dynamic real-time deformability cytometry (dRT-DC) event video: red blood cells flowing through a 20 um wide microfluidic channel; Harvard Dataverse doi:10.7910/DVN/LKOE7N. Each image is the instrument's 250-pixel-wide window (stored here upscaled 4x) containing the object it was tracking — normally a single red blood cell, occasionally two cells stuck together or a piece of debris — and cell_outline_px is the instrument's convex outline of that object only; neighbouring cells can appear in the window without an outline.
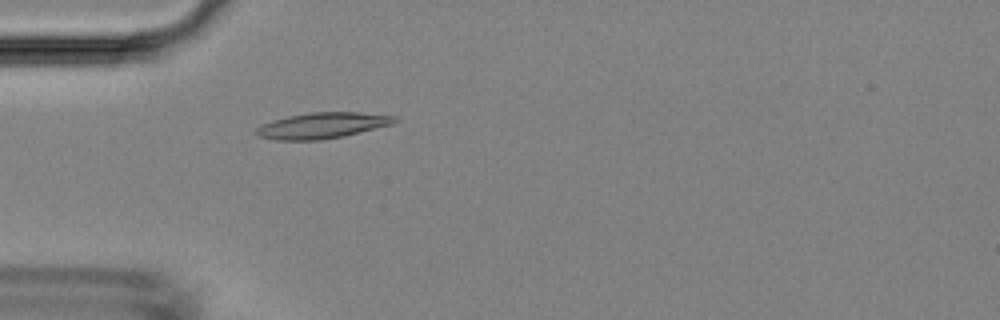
{"species": "Egyptian fruit bat (a non-hibernating species)", "species_latin": "Rousettus aegyptiacus", "temperature_condition": "room temperature", "stored_images_in_passage": 4, "camera_frame_rate_fps": 3000, "um_per_image_px": 0.085, "animal": {"sex": "female"}, "frame": {"image": 1, "passage_image": 4, "time_ms": 3.333, "image_size_px": [1000, 320], "cell_outline_px": [[400, 120], [392, 124], [344, 136], [320, 140], [276, 140], [260, 136], [252, 132], [260, 124], [272, 120], [288, 116], [308, 112], [360, 112], [396, 116]], "centroid_in_image_um": [27.37, 10.66], "position_along_channel_um": 57.6, "area_um2": 21.04}}